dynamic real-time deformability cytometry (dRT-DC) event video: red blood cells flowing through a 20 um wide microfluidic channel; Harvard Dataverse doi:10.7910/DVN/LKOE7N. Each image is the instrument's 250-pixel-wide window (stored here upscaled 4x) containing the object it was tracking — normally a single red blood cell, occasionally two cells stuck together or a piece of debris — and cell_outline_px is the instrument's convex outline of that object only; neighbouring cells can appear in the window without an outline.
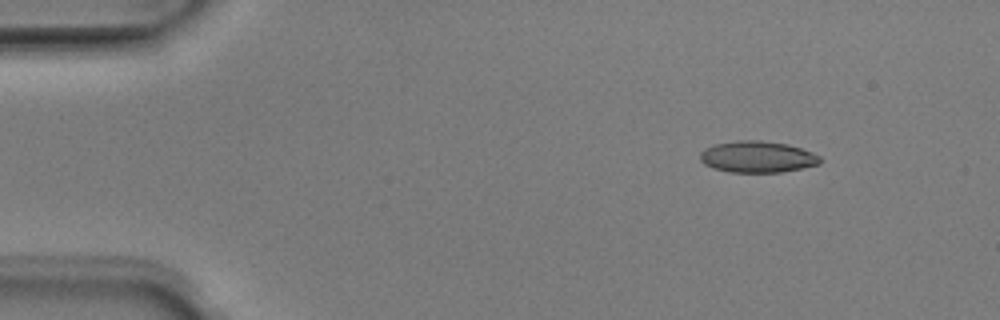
{"species": "Egyptian fruit bat (a non-hibernating species)", "species_latin": "Rousettus aegyptiacus", "temperature_condition": "room temperature", "stored_images_in_passage": 50, "camera_frame_rate_fps": 3000, "um_per_image_px": 0.085, "animal": {"sex": "male"}, "frame": {"image": 1, "passage_image": 6, "time_ms": 1.667, "image_size_px": [1000, 320], "cell_outline_px": [[820, 164], [780, 172], [728, 172], [712, 168], [704, 164], [700, 160], [700, 152], [704, 148], [716, 144], [740, 140], [760, 140], [788, 144], [812, 152], [820, 156]], "centroid_in_image_um": [64.35, 13.33], "position_along_channel_um": 20.7, "area_um2": 21.96}}
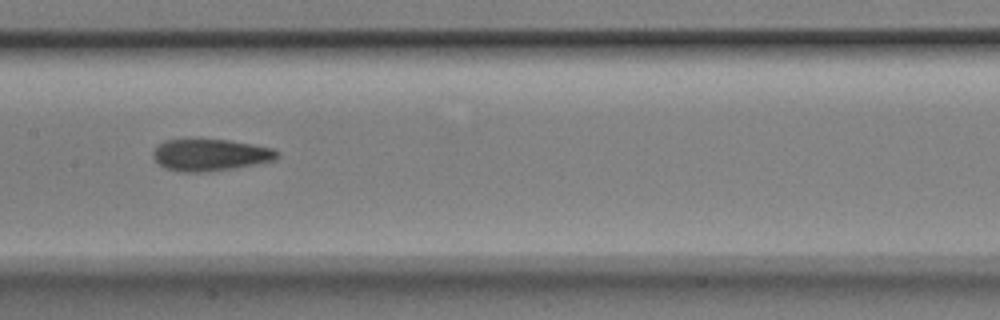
{"frame": {"image": 2, "passage_image": 25, "time_ms": 8.0, "image_size_px": [1000, 320], "cell_outline_px": [[280, 156], [276, 160], [236, 168], [204, 172], [180, 172], [164, 168], [152, 156], [152, 152], [164, 140], [228, 140], [252, 144], [272, 148], [280, 152]], "centroid_in_image_um": [17.91, 13.18], "position_along_channel_um": 189.5, "area_um2": 23.0}}
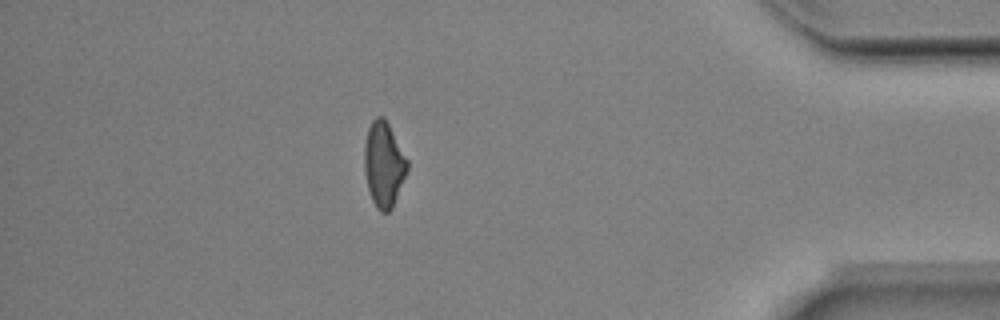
{"frame": {"image": 3, "passage_image": 44, "time_ms": 14.333, "image_size_px": [1000, 320], "cell_outline_px": [[408, 168], [392, 208], [388, 212], [380, 212], [376, 208], [372, 200], [368, 188], [364, 172], [364, 144], [368, 128], [372, 120], [376, 116], [384, 116], [408, 160]], "centroid_in_image_um": [32.6, 13.96], "position_along_channel_um": 402.6, "area_um2": 21.27}, "authors_computed_cell_mechanics": {"area_um2": 22.253, "velocity_mm_per_s": 4.0219, "shape_relaxation_time_tau1_ms": 6.114, "shape_relaxation_time_tau2_ms": 4.7933, "deformation_change_tau1": 0.1709, "deformation_change_tau2": 0.1158}}